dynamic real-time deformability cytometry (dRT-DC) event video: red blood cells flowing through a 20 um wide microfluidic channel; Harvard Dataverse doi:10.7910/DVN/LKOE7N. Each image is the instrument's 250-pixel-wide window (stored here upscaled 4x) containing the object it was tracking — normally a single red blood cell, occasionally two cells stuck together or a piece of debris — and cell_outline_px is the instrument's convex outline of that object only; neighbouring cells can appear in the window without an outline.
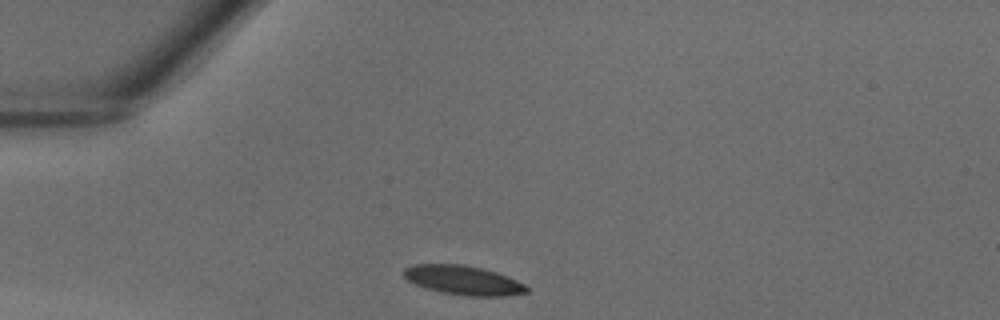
{"species": "common noctule bat (a hibernating species)", "species_latin": "Nyctalus noctula", "temperature_condition": "warm", "stored_images_in_passage": 31, "camera_frame_rate_fps": 3000, "um_per_image_px": 0.085, "animal": {"sex": "male", "body_mass_g": 18.8}, "frame": {"image": 1, "passage_image": 1, "time_ms": 0.0, "image_size_px": [1000, 320], "cell_outline_px": [[528, 292], [508, 296], [468, 296], [444, 292], [428, 288], [416, 284], [408, 280], [404, 276], [404, 268], [412, 264], [460, 264], [480, 268], [496, 272], [508, 276], [524, 284], [528, 288]], "centroid_in_image_um": [39.4, 23.81], "position_along_channel_um": 45.6, "area_um2": 20.69}}
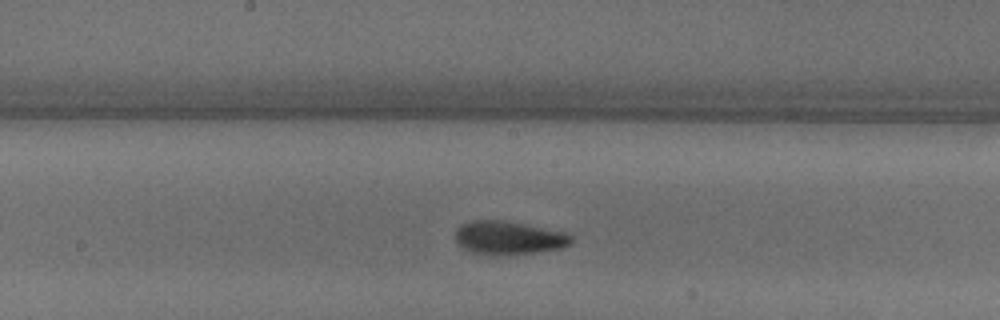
{"frame": {"image": 2, "passage_image": 12, "time_ms": 3.667, "image_size_px": [1000, 320], "cell_outline_px": [[572, 244], [560, 248], [532, 252], [472, 252], [460, 244], [456, 240], [456, 232], [460, 224], [472, 220], [504, 220], [568, 232], [572, 236]], "centroid_in_image_um": [43.3, 20.15], "position_along_channel_um": 204.9, "area_um2": 21.68}}
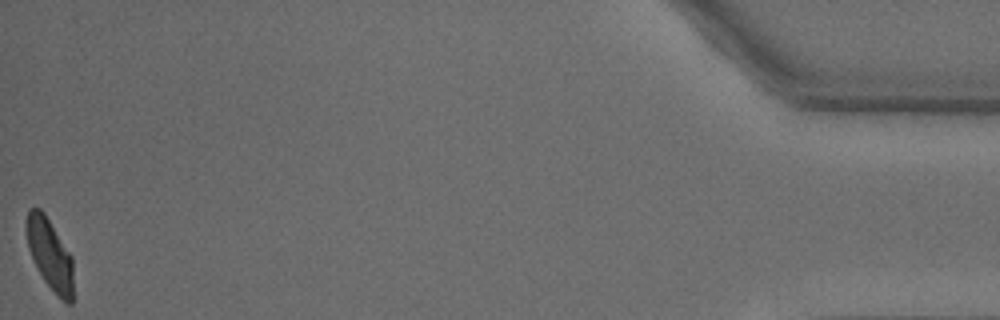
{"frame": {"image": 3, "passage_image": 31, "time_ms": 10.0, "image_size_px": [1000, 320], "cell_outline_px": [[72, 304], [68, 304], [60, 300], [56, 296], [44, 280], [36, 268], [28, 248], [24, 228], [24, 224], [28, 208], [40, 208], [44, 212], [72, 256]], "centroid_in_image_um": [4.2, 21.6], "position_along_channel_um": 431.0, "area_um2": 19.77}}